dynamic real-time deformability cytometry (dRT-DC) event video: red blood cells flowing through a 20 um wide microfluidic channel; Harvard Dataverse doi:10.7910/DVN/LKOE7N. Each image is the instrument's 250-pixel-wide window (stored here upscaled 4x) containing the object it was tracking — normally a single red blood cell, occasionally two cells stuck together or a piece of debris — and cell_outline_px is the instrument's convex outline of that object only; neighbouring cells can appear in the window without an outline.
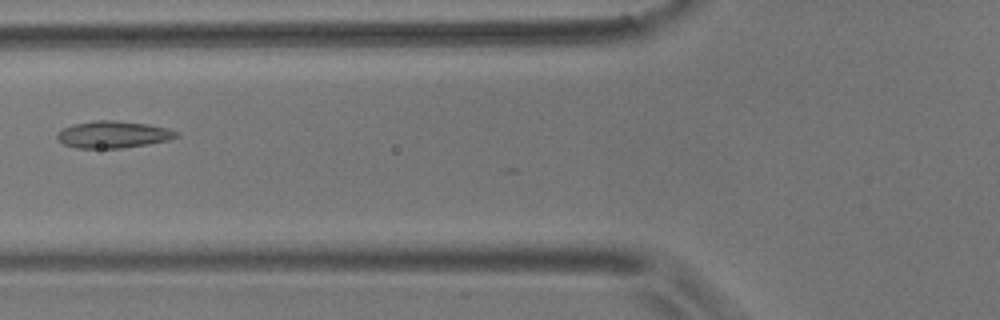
{"species": "common noctule bat (a hibernating species)", "species_latin": "Nyctalus noctula", "temperature_condition": "room temperature", "stored_images_in_passage": 7, "camera_frame_rate_fps": 3000, "um_per_image_px": 0.085, "animal": {"sex": "male", "body_mass_g": 17.9}, "frame": {"image": 1, "passage_image": 4, "time_ms": 4.333, "image_size_px": [1000, 320], "cell_outline_px": [[180, 136], [168, 140], [148, 144], [120, 148], [76, 148], [64, 144], [56, 136], [56, 132], [72, 124], [96, 120], [116, 120], [148, 124], [168, 128], [176, 132]], "centroid_in_image_um": [9.61, 11.42], "position_along_channel_um": 116.2, "area_um2": 18.73}}
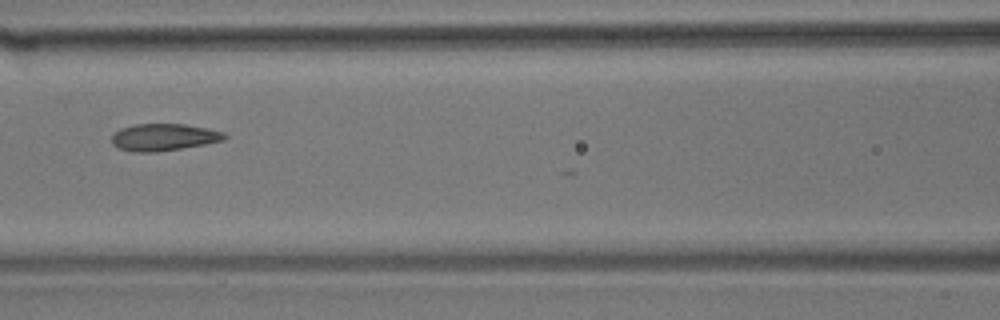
{"frame": {"image": 2, "passage_image": 5, "time_ms": 5.333, "image_size_px": [1000, 320], "cell_outline_px": [[228, 136], [224, 140], [204, 144], [156, 152], [132, 152], [120, 148], [112, 144], [112, 136], [120, 128], [136, 124], [184, 124], [224, 132]], "centroid_in_image_um": [13.9, 11.66], "position_along_channel_um": 152.7, "area_um2": 17.57}}
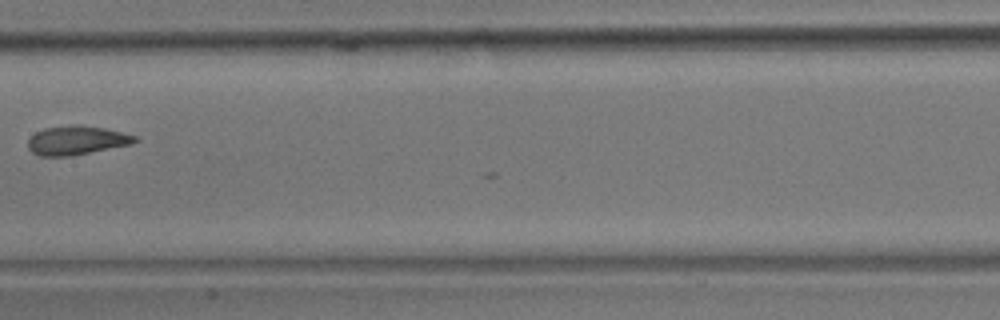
{"frame": {"image": 3, "passage_image": 6, "time_ms": 6.667, "image_size_px": [1000, 320], "cell_outline_px": [[140, 140], [132, 144], [72, 156], [40, 156], [32, 152], [28, 148], [28, 140], [36, 132], [44, 128], [104, 128], [136, 136]], "centroid_in_image_um": [6.52, 11.99], "position_along_channel_um": 200.9, "area_um2": 17.17}}